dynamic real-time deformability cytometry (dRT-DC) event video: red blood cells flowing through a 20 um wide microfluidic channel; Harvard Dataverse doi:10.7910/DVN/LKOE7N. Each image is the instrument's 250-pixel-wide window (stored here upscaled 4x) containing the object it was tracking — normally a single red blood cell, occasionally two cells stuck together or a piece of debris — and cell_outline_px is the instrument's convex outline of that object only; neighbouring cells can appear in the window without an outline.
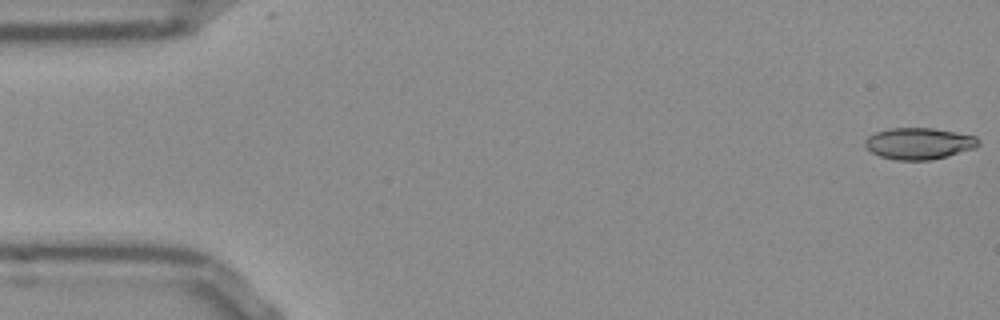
{"species": "Egyptian fruit bat (a non-hibernating species)", "species_latin": "Rousettus aegyptiacus", "temperature_condition": "room temperature", "stored_images_in_passage": 52, "camera_frame_rate_fps": 3000, "um_per_image_px": 0.085, "frame": {"image": 1, "passage_image": 1, "time_ms": 0.0, "image_size_px": [1000, 320], "cell_outline_px": [[980, 144], [976, 148], [948, 156], [932, 160], [896, 160], [880, 156], [872, 152], [864, 144], [864, 140], [868, 136], [876, 132], [888, 128], [932, 128], [976, 136], [980, 140]], "centroid_in_image_um": [78.13, 12.2], "position_along_channel_um": 6.9, "area_um2": 20.92}}
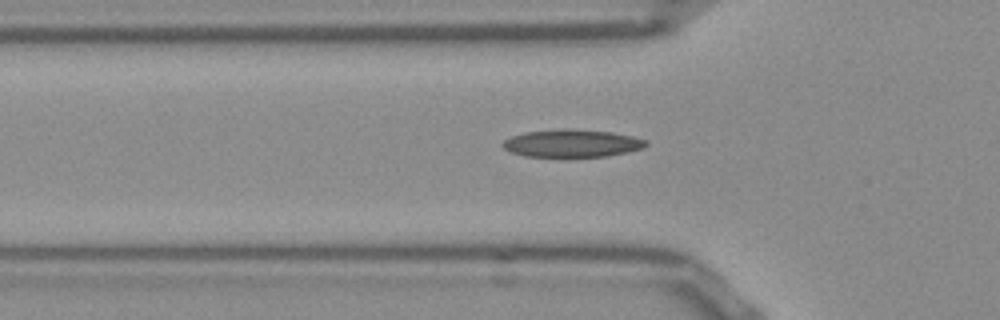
{"frame": {"image": 2, "passage_image": 17, "time_ms": 5.333, "image_size_px": [1000, 320], "cell_outline_px": [[648, 144], [644, 148], [628, 152], [604, 156], [524, 156], [512, 152], [504, 148], [500, 144], [504, 140], [512, 136], [524, 132], [560, 128], [568, 128], [612, 132], [632, 136], [648, 140]], "centroid_in_image_um": [48.63, 12.16], "position_along_channel_um": 77.2, "area_um2": 23.12}}
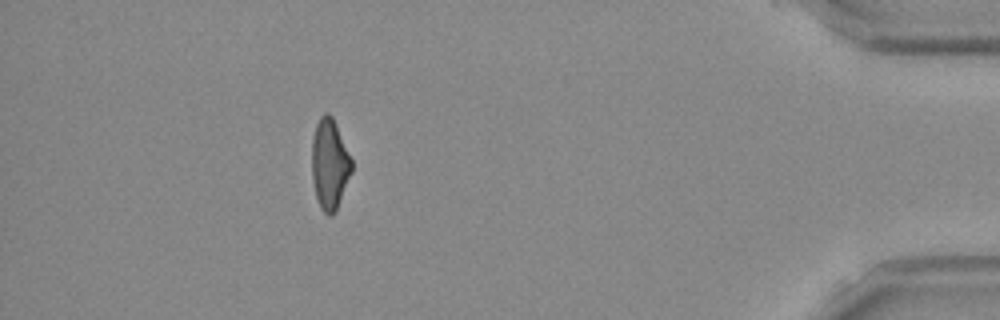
{"frame": {"image": 3, "passage_image": 47, "time_ms": 15.333, "image_size_px": [1000, 320], "cell_outline_px": [[352, 172], [336, 208], [332, 216], [328, 216], [320, 208], [316, 196], [312, 176], [312, 136], [316, 124], [320, 116], [324, 112], [328, 112], [332, 116], [336, 124], [352, 160]], "centroid_in_image_um": [28.01, 13.92], "position_along_channel_um": 407.2, "area_um2": 20.87}, "authors_computed_cell_mechanics": {"area_um2": 21.4438, "velocity_mm_per_s": 3.8657, "shape_relaxation_time_tau1_ms": 5.7923, "shape_relaxation_time_tau2_ms": 2.7533, "deformation_change_tau1": 0.1726, "deformation_change_tau2": 0.1045}}